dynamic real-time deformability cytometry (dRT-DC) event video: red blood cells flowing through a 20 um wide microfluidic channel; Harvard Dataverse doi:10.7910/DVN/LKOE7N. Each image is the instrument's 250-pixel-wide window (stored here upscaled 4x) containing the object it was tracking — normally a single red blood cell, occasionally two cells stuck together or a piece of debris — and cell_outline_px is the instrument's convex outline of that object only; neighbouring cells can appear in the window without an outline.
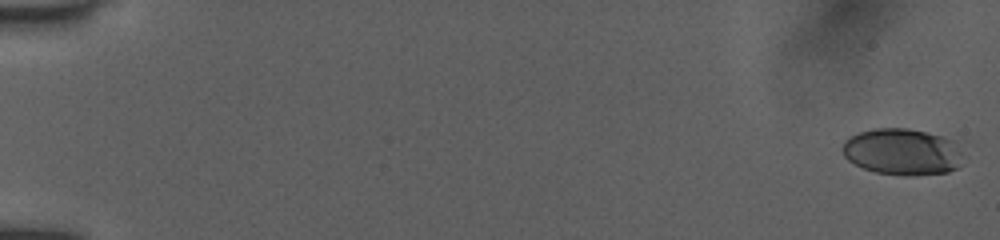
{"species": "human", "species_latin": "Homo sapiens", "temperature_condition": "room temperature", "stored_images_in_passage": 49, "camera_frame_rate_fps": 3000, "um_per_image_px": 0.085, "donor": {"sex": "female"}, "frame": {"image": 1, "passage_image": 1, "time_ms": 0.0, "image_size_px": [1000, 240], "cell_outline_px": [[960, 152], [956, 168], [948, 172], [912, 176], [904, 176], [876, 172], [864, 168], [848, 160], [844, 156], [840, 148], [844, 140], [848, 136], [860, 132], [876, 128], [908, 128], [940, 136], [952, 140]], "centroid_in_image_um": [76.6, 12.9], "position_along_channel_um": 8.4, "area_um2": 32.43}}
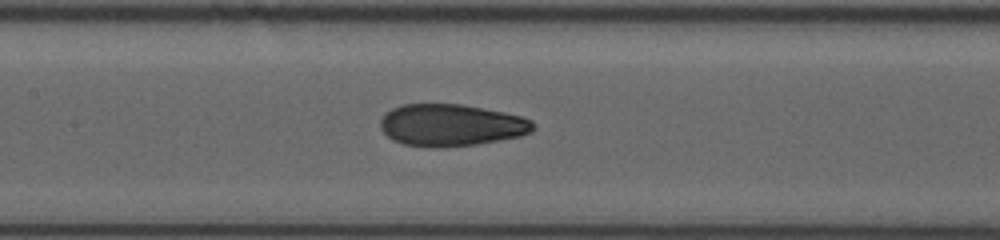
{"frame": {"image": 2, "passage_image": 25, "time_ms": 8.667, "image_size_px": [1000, 240], "cell_outline_px": [[536, 128], [532, 132], [520, 136], [500, 140], [476, 144], [444, 148], [432, 148], [404, 144], [392, 140], [380, 128], [380, 120], [384, 112], [392, 108], [404, 104], [460, 104], [504, 112], [520, 116], [532, 120], [536, 124]], "centroid_in_image_um": [38.34, 10.64], "position_along_channel_um": 169.1, "area_um2": 37.74}}
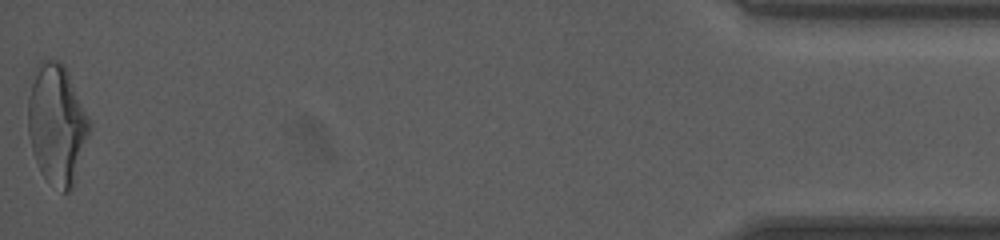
{"frame": {"image": 3, "passage_image": 49, "time_ms": 17.333, "image_size_px": [1000, 240], "cell_outline_px": [[92, 124], [72, 188], [68, 192], [64, 192], [44, 176], [40, 172], [32, 148], [28, 132], [24, 88], [32, 68], [44, 56], [56, 60], [64, 64], [92, 120]], "centroid_in_image_um": [4.77, 10.38], "position_along_channel_um": 430.4, "area_um2": 44.56}, "authors_computed_cell_mechanics": {"area_um2": 36.9342, "velocity_mm_per_s": 3.9855, "shape_relaxation_time_tau1_ms": 6.2396, "shape_relaxation_time_tau2_ms": 1.2972, "deformation_change_tau1": 0.1909, "deformation_change_tau2": 0.0731}}